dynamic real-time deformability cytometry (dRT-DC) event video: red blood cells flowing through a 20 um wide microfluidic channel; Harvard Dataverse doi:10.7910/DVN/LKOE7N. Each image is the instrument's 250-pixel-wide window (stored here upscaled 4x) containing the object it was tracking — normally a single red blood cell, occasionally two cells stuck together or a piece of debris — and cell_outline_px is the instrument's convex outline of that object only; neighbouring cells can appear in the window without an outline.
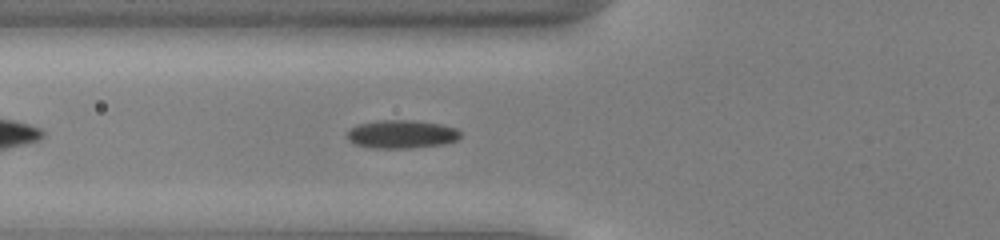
{"species": "common noctule bat (a hibernating species)", "species_latin": "Nyctalus noctula", "temperature_condition": "cold", "stored_images_in_passage": 40, "camera_frame_rate_fps": 3000, "um_per_image_px": 0.085, "animal": {"sex": "male", "body_mass_g": 13.0, "forearm_length_mm": 53.1}, "frame": {"image": 1, "passage_image": 7, "time_ms": 2.0, "image_size_px": [1000, 240], "cell_outline_px": [[460, 136], [456, 140], [444, 144], [412, 148], [372, 148], [356, 144], [348, 140], [348, 132], [352, 128], [360, 124], [376, 120], [416, 120], [440, 124], [456, 128], [460, 132]], "centroid_in_image_um": [34.15, 11.4], "position_along_channel_um": 91.6, "area_um2": 18.61}}
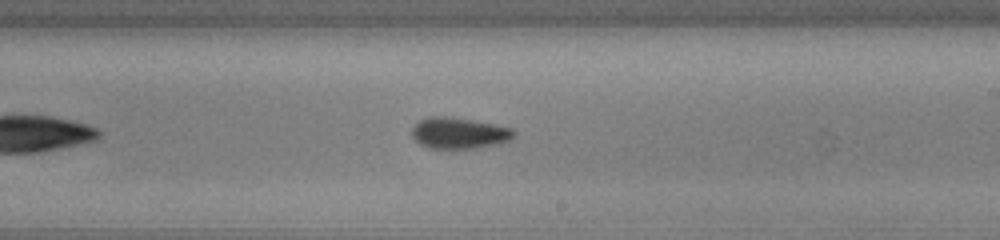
{"frame": {"image": 2, "passage_image": 19, "time_ms": 6.0, "image_size_px": [1000, 240], "cell_outline_px": [[516, 136], [508, 140], [476, 148], [428, 148], [420, 144], [412, 136], [412, 128], [420, 120], [432, 116], [448, 116], [496, 124], [512, 128], [516, 132]], "centroid_in_image_um": [39.02, 11.3], "position_along_channel_um": 250.0, "area_um2": 18.38}}
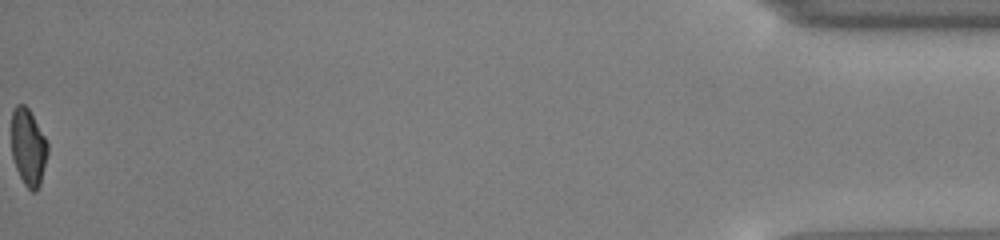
{"frame": {"image": 3, "passage_image": 40, "time_ms": 13.0, "image_size_px": [1000, 240], "cell_outline_px": [[48, 152], [40, 184], [36, 192], [32, 192], [24, 184], [16, 168], [12, 156], [12, 108], [16, 104], [24, 104], [28, 108], [44, 136], [48, 144]], "centroid_in_image_um": [2.4, 12.51], "position_along_channel_um": 432.8, "area_um2": 16.13}, "authors_computed_cell_mechanics": {"area_um2": 17.8891, "velocity_mm_per_s": 3.954, "shape_relaxation_time_tau1_ms": 5.6015, "shape_relaxation_time_tau2_ms": 2.8321, "deformation_change_tau1": 0.1465, "deformation_change_tau2": 0.0926}}